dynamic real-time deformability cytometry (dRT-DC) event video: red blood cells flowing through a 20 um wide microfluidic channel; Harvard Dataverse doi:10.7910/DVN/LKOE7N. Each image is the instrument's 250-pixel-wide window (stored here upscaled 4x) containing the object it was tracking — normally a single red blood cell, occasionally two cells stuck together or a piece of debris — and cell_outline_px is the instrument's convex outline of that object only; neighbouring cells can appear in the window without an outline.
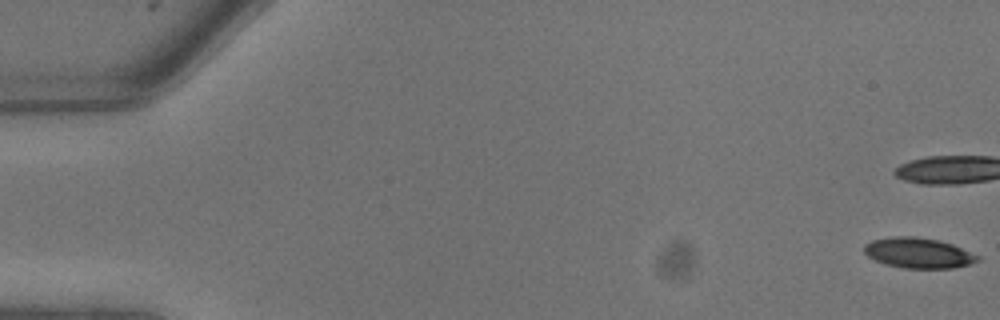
{"species": "common noctule bat (a hibernating species)", "species_latin": "Nyctalus noctula", "temperature_condition": "warm", "stored_images_in_passage": 24, "camera_frame_rate_fps": 3000, "um_per_image_px": 0.085, "animal": {"sex": "male", "body_mass_g": 13.3}, "frame": {"image": 1, "passage_image": 1, "time_ms": 0.0, "image_size_px": [1000, 320], "cell_outline_px": [[980, 260], [968, 264], [952, 268], [904, 268], [888, 264], [876, 260], [868, 256], [864, 252], [864, 244], [872, 240], [892, 236], [916, 236], [940, 240], [952, 244], [980, 256]], "centroid_in_image_um": [78.06, 21.48], "position_along_channel_um": 6.9, "area_um2": 20.0}}